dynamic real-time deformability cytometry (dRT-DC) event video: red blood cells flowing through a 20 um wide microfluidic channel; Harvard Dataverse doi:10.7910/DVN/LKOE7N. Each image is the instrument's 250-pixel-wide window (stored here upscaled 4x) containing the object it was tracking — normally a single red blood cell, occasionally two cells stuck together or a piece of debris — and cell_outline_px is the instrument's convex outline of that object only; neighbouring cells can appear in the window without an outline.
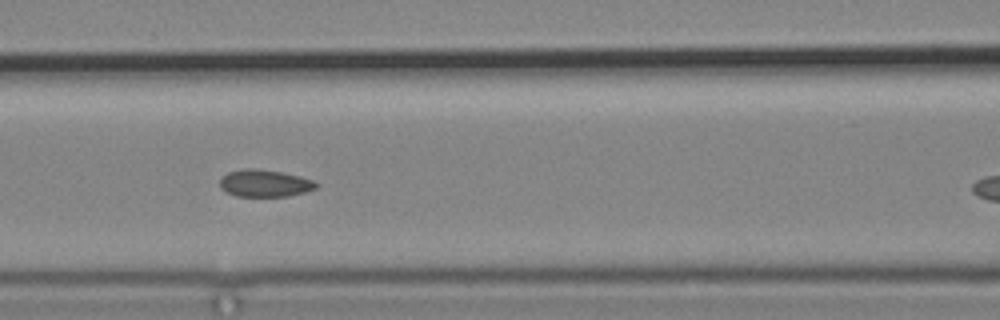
{"species": "common noctule bat (a hibernating species)", "species_latin": "Nyctalus noctula", "temperature_condition": "cold", "stored_images_in_passage": 7, "camera_frame_rate_fps": 3000, "um_per_image_px": 0.085, "animal": {"sex": "male", "body_mass_g": 19.2, "forearm_length_mm": 51.8}, "frame": {"image": 1, "passage_image": 7, "time_ms": 7.333, "image_size_px": [1000, 320], "cell_outline_px": [[320, 184], [316, 188], [304, 192], [288, 196], [236, 196], [220, 188], [220, 180], [228, 172], [244, 168], [256, 168], [284, 172], [316, 180]], "centroid_in_image_um": [22.55, 15.56], "position_along_channel_um": 144.1, "area_um2": 15.37}}